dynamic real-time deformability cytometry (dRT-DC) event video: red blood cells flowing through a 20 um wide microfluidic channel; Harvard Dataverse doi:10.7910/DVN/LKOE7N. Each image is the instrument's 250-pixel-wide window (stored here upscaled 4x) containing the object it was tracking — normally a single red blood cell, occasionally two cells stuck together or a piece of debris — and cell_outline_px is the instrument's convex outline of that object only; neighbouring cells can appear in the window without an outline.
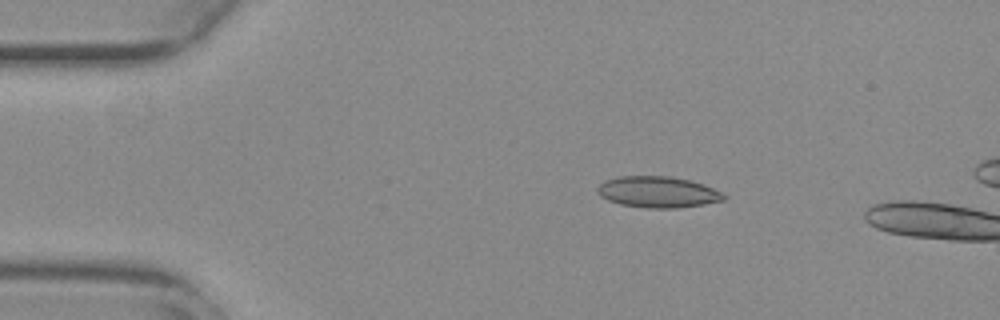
{"species": "common noctule bat (a hibernating species)", "species_latin": "Nyctalus noctula", "temperature_condition": "warm", "stored_images_in_passage": 13, "camera_frame_rate_fps": 3000, "um_per_image_px": 0.085, "animal": {"sex": "female", "body_mass_g": 29.2, "forearm_length_mm": 56.3}, "frame": {"image": 1, "passage_image": 10, "time_ms": 3.0, "image_size_px": [1000, 320], "cell_outline_px": [[728, 196], [724, 200], [704, 204], [676, 208], [648, 208], [620, 204], [608, 200], [600, 196], [596, 192], [596, 188], [604, 180], [620, 176], [672, 176], [692, 180], [704, 184], [724, 192]], "centroid_in_image_um": [55.94, 16.31], "position_along_channel_um": 29.1, "area_um2": 23.29}}